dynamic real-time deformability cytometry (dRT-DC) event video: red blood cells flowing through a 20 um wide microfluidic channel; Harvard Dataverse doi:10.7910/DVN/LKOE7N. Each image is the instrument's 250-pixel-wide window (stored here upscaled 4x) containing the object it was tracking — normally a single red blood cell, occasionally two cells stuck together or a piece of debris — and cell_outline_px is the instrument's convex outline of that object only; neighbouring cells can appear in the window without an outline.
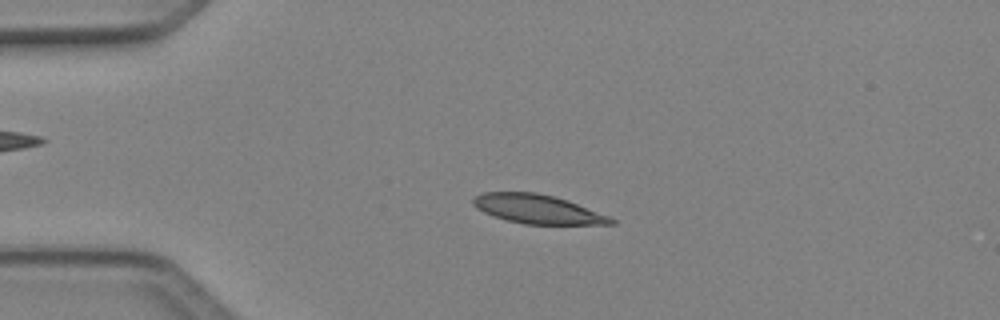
{"species": "Egyptian fruit bat (a non-hibernating species)", "species_latin": "Rousettus aegyptiacus", "temperature_condition": "cold", "stored_images_in_passage": 4, "camera_frame_rate_fps": 3000, "um_per_image_px": 0.085, "animal": {"sex": "female"}, "frame": {"image": 1, "passage_image": 1, "time_ms": 0.0, "image_size_px": [1000, 320], "cell_outline_px": [[616, 224], [524, 224], [508, 220], [484, 212], [476, 208], [472, 204], [472, 200], [476, 196], [484, 192], [536, 192], [568, 200], [608, 216], [616, 220]], "centroid_in_image_um": [45.69, 17.77], "position_along_channel_um": 39.3, "area_um2": 23.0}}
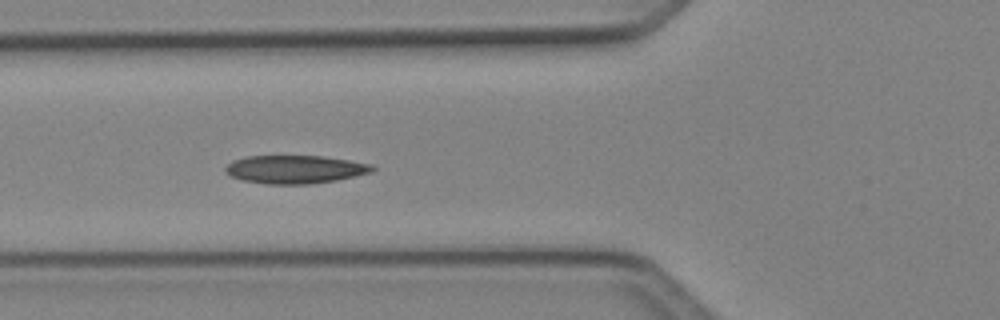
{"frame": {"image": 2, "passage_image": 3, "time_ms": 0.667, "image_size_px": [1000, 320], "cell_outline_px": [[376, 168], [372, 172], [356, 176], [336, 180], [308, 184], [264, 184], [244, 180], [232, 176], [224, 172], [224, 168], [232, 160], [244, 156], [324, 156], [372, 164]], "centroid_in_image_um": [25.07, 14.39], "position_along_channel_um": 100.7, "area_um2": 24.22}}
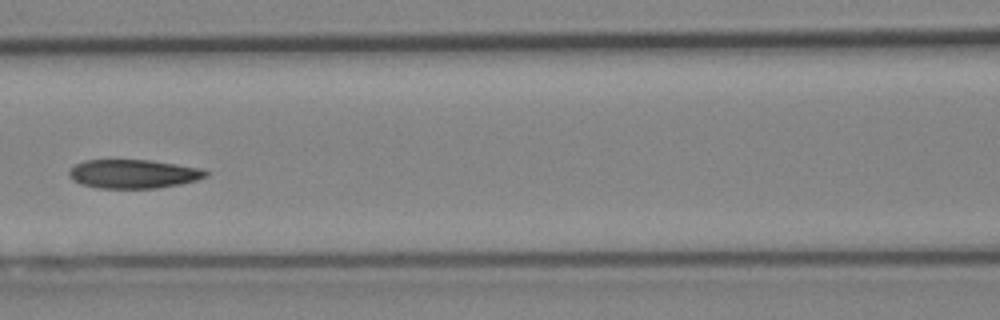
{"frame": {"image": 3, "passage_image": 4, "time_ms": 1.0, "image_size_px": [1000, 320], "cell_outline_px": [[208, 176], [196, 180], [180, 184], [156, 188], [96, 188], [80, 184], [72, 180], [68, 176], [68, 172], [76, 164], [84, 160], [152, 160], [200, 168], [208, 172]], "centroid_in_image_um": [11.31, 14.78], "position_along_channel_um": 155.3, "area_um2": 23.0}}